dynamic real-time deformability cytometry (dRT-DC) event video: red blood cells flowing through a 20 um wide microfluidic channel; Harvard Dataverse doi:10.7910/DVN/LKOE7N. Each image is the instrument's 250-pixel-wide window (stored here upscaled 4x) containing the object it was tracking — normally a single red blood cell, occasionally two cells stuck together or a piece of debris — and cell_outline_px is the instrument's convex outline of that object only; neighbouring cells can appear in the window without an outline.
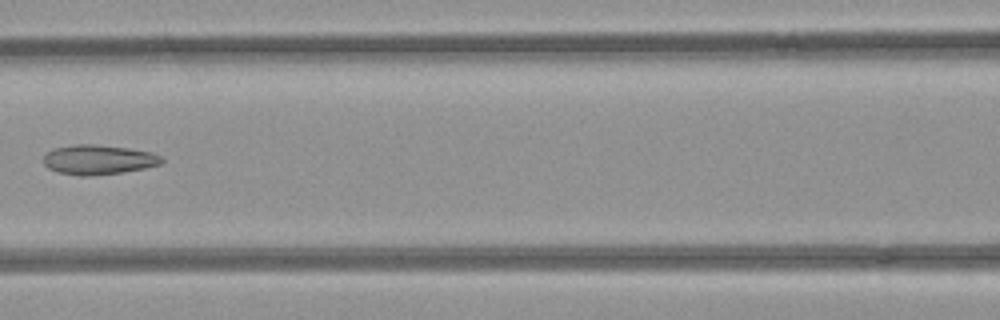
{"species": "common noctule bat (a hibernating species)", "species_latin": "Nyctalus noctula", "temperature_condition": "room temperature", "stored_images_in_passage": 7, "camera_frame_rate_fps": 3000, "um_per_image_px": 0.085, "animal": {"sex": "female", "body_mass_g": 21.9}, "frame": {"image": 1, "passage_image": 7, "time_ms": 2.0, "image_size_px": [1000, 320], "cell_outline_px": [[164, 160], [160, 164], [144, 168], [120, 172], [88, 176], [80, 176], [60, 172], [48, 168], [44, 164], [44, 156], [52, 148], [76, 144], [92, 144], [128, 148], [152, 152], [160, 156]], "centroid_in_image_um": [8.35, 13.56], "position_along_channel_um": 158.2, "area_um2": 20.23}}